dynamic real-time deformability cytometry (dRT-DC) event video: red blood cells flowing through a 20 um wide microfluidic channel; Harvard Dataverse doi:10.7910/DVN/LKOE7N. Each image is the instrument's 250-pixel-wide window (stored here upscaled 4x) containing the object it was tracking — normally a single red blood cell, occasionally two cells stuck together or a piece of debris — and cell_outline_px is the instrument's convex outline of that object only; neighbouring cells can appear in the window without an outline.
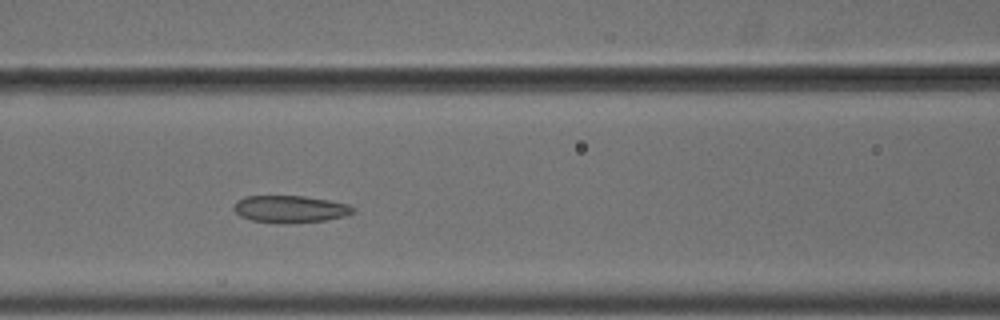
{"species": "common noctule bat (a hibernating species)", "species_latin": "Nyctalus noctula", "temperature_condition": "cold", "stored_images_in_passage": 6, "camera_frame_rate_fps": 3000, "um_per_image_px": 0.085, "animal": {"sex": "male", "body_mass_g": 18.8}, "frame": {"image": 1, "passage_image": 5, "time_ms": 1.333, "image_size_px": [1000, 320], "cell_outline_px": [[356, 212], [344, 216], [328, 220], [288, 224], [284, 224], [252, 220], [240, 216], [232, 208], [236, 200], [244, 196], [304, 196], [328, 200], [348, 204], [356, 208]], "centroid_in_image_um": [24.67, 17.78], "position_along_channel_um": 141.9, "area_um2": 19.13}}
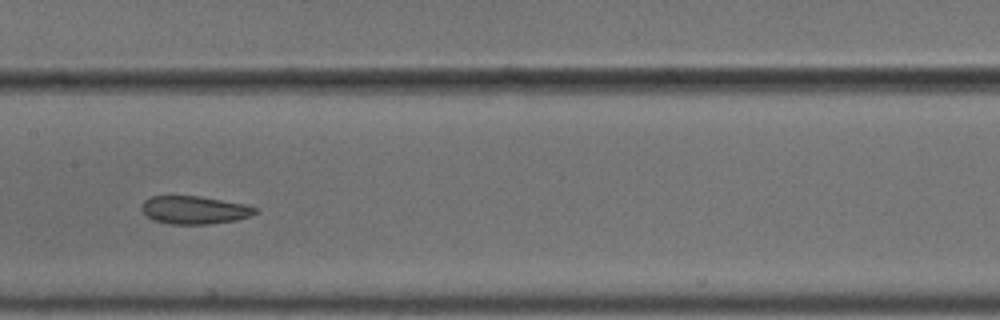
{"frame": {"image": 2, "passage_image": 6, "time_ms": 1.667, "image_size_px": [1000, 320], "cell_outline_px": [[260, 212], [252, 216], [236, 220], [208, 224], [168, 224], [152, 220], [140, 208], [144, 200], [152, 196], [200, 196], [244, 204], [256, 208]], "centroid_in_image_um": [16.54, 17.85], "position_along_channel_um": 190.9, "area_um2": 18.61}}